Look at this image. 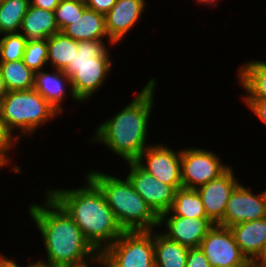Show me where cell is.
<instances>
[{"mask_svg":"<svg viewBox=\"0 0 266 267\" xmlns=\"http://www.w3.org/2000/svg\"><path fill=\"white\" fill-rule=\"evenodd\" d=\"M44 200L30 203L27 211L44 242L46 258L59 267H88L100 254L86 240L73 218L46 192ZM34 222V223H33Z\"/></svg>","mask_w":266,"mask_h":267,"instance_id":"6da1fadb","label":"cell"},{"mask_svg":"<svg viewBox=\"0 0 266 267\" xmlns=\"http://www.w3.org/2000/svg\"><path fill=\"white\" fill-rule=\"evenodd\" d=\"M157 83L156 77L149 78L130 103L97 125L89 142L102 144L123 162L135 161L151 145L147 139Z\"/></svg>","mask_w":266,"mask_h":267,"instance_id":"7a4b0ae2","label":"cell"},{"mask_svg":"<svg viewBox=\"0 0 266 267\" xmlns=\"http://www.w3.org/2000/svg\"><path fill=\"white\" fill-rule=\"evenodd\" d=\"M84 176L83 186L72 189L48 186L45 191L73 218L86 240L101 255L124 231L103 192Z\"/></svg>","mask_w":266,"mask_h":267,"instance_id":"3957f363","label":"cell"},{"mask_svg":"<svg viewBox=\"0 0 266 267\" xmlns=\"http://www.w3.org/2000/svg\"><path fill=\"white\" fill-rule=\"evenodd\" d=\"M86 175L103 192L123 231H151L159 227L160 216L135 191L126 175L119 177L95 169Z\"/></svg>","mask_w":266,"mask_h":267,"instance_id":"277c9868","label":"cell"},{"mask_svg":"<svg viewBox=\"0 0 266 267\" xmlns=\"http://www.w3.org/2000/svg\"><path fill=\"white\" fill-rule=\"evenodd\" d=\"M114 46L111 39L78 42L77 54L63 72L70 79L73 94L80 104L89 102L105 85L106 77L113 70L111 48Z\"/></svg>","mask_w":266,"mask_h":267,"instance_id":"5b68a950","label":"cell"},{"mask_svg":"<svg viewBox=\"0 0 266 267\" xmlns=\"http://www.w3.org/2000/svg\"><path fill=\"white\" fill-rule=\"evenodd\" d=\"M0 113L6 128L18 142L34 137L48 121L61 116L35 89L8 91L0 101Z\"/></svg>","mask_w":266,"mask_h":267,"instance_id":"8992f818","label":"cell"},{"mask_svg":"<svg viewBox=\"0 0 266 267\" xmlns=\"http://www.w3.org/2000/svg\"><path fill=\"white\" fill-rule=\"evenodd\" d=\"M100 259L107 267H155L154 230L124 231Z\"/></svg>","mask_w":266,"mask_h":267,"instance_id":"52a82bcc","label":"cell"},{"mask_svg":"<svg viewBox=\"0 0 266 267\" xmlns=\"http://www.w3.org/2000/svg\"><path fill=\"white\" fill-rule=\"evenodd\" d=\"M221 155L201 147L181 149L183 188L197 189L221 175L231 164L223 163Z\"/></svg>","mask_w":266,"mask_h":267,"instance_id":"ba28073f","label":"cell"},{"mask_svg":"<svg viewBox=\"0 0 266 267\" xmlns=\"http://www.w3.org/2000/svg\"><path fill=\"white\" fill-rule=\"evenodd\" d=\"M168 144L158 143L146 147L135 160L143 169L162 183L182 188L181 149L175 150Z\"/></svg>","mask_w":266,"mask_h":267,"instance_id":"9c48e42d","label":"cell"},{"mask_svg":"<svg viewBox=\"0 0 266 267\" xmlns=\"http://www.w3.org/2000/svg\"><path fill=\"white\" fill-rule=\"evenodd\" d=\"M199 248L211 267H246L249 263L229 227L215 224L202 239Z\"/></svg>","mask_w":266,"mask_h":267,"instance_id":"30bf717a","label":"cell"},{"mask_svg":"<svg viewBox=\"0 0 266 267\" xmlns=\"http://www.w3.org/2000/svg\"><path fill=\"white\" fill-rule=\"evenodd\" d=\"M241 182L232 192L218 225L231 227L235 224L266 217V190L253 193V189Z\"/></svg>","mask_w":266,"mask_h":267,"instance_id":"8fae6325","label":"cell"},{"mask_svg":"<svg viewBox=\"0 0 266 267\" xmlns=\"http://www.w3.org/2000/svg\"><path fill=\"white\" fill-rule=\"evenodd\" d=\"M125 163L130 169L126 176L133 184L135 191L142 196L159 216L169 211L173 204L176 189L153 177L136 161Z\"/></svg>","mask_w":266,"mask_h":267,"instance_id":"7c38bea8","label":"cell"},{"mask_svg":"<svg viewBox=\"0 0 266 267\" xmlns=\"http://www.w3.org/2000/svg\"><path fill=\"white\" fill-rule=\"evenodd\" d=\"M173 241L188 248L199 247L202 239L215 225L208 217L187 218L175 216L170 210L159 217V229Z\"/></svg>","mask_w":266,"mask_h":267,"instance_id":"4fadbf2b","label":"cell"},{"mask_svg":"<svg viewBox=\"0 0 266 267\" xmlns=\"http://www.w3.org/2000/svg\"><path fill=\"white\" fill-rule=\"evenodd\" d=\"M233 166H229L221 175L196 190L201 196L205 213L218 224L224 216L226 204L233 190L241 183Z\"/></svg>","mask_w":266,"mask_h":267,"instance_id":"5bb4252c","label":"cell"},{"mask_svg":"<svg viewBox=\"0 0 266 267\" xmlns=\"http://www.w3.org/2000/svg\"><path fill=\"white\" fill-rule=\"evenodd\" d=\"M146 7L147 0H117L105 15L107 35L117 46L142 21Z\"/></svg>","mask_w":266,"mask_h":267,"instance_id":"9a60e30c","label":"cell"},{"mask_svg":"<svg viewBox=\"0 0 266 267\" xmlns=\"http://www.w3.org/2000/svg\"><path fill=\"white\" fill-rule=\"evenodd\" d=\"M46 70L35 73L34 89L63 115L65 107L62 103L68 98V93L73 101L80 102L75 98L70 79L63 71L50 68Z\"/></svg>","mask_w":266,"mask_h":267,"instance_id":"2e32d148","label":"cell"},{"mask_svg":"<svg viewBox=\"0 0 266 267\" xmlns=\"http://www.w3.org/2000/svg\"><path fill=\"white\" fill-rule=\"evenodd\" d=\"M241 253L252 262L266 244V217L229 227Z\"/></svg>","mask_w":266,"mask_h":267,"instance_id":"e0dca14e","label":"cell"},{"mask_svg":"<svg viewBox=\"0 0 266 267\" xmlns=\"http://www.w3.org/2000/svg\"><path fill=\"white\" fill-rule=\"evenodd\" d=\"M237 83L245 91L242 100L266 99V61L254 59L242 63L236 71Z\"/></svg>","mask_w":266,"mask_h":267,"instance_id":"ac0fdd59","label":"cell"},{"mask_svg":"<svg viewBox=\"0 0 266 267\" xmlns=\"http://www.w3.org/2000/svg\"><path fill=\"white\" fill-rule=\"evenodd\" d=\"M60 32L56 24L54 11L37 8L30 5L20 26V34L27 41L47 39Z\"/></svg>","mask_w":266,"mask_h":267,"instance_id":"d6986e66","label":"cell"},{"mask_svg":"<svg viewBox=\"0 0 266 267\" xmlns=\"http://www.w3.org/2000/svg\"><path fill=\"white\" fill-rule=\"evenodd\" d=\"M62 32L78 42L110 39L105 28V15L89 8Z\"/></svg>","mask_w":266,"mask_h":267,"instance_id":"ffe728a7","label":"cell"},{"mask_svg":"<svg viewBox=\"0 0 266 267\" xmlns=\"http://www.w3.org/2000/svg\"><path fill=\"white\" fill-rule=\"evenodd\" d=\"M154 231L155 267H186L189 248L169 239L158 228Z\"/></svg>","mask_w":266,"mask_h":267,"instance_id":"44dd1931","label":"cell"},{"mask_svg":"<svg viewBox=\"0 0 266 267\" xmlns=\"http://www.w3.org/2000/svg\"><path fill=\"white\" fill-rule=\"evenodd\" d=\"M48 68L64 71L77 54L78 41L63 32L47 38Z\"/></svg>","mask_w":266,"mask_h":267,"instance_id":"7402d4cb","label":"cell"},{"mask_svg":"<svg viewBox=\"0 0 266 267\" xmlns=\"http://www.w3.org/2000/svg\"><path fill=\"white\" fill-rule=\"evenodd\" d=\"M0 70L7 91L34 89L35 73L23 60L0 62Z\"/></svg>","mask_w":266,"mask_h":267,"instance_id":"603a6c76","label":"cell"},{"mask_svg":"<svg viewBox=\"0 0 266 267\" xmlns=\"http://www.w3.org/2000/svg\"><path fill=\"white\" fill-rule=\"evenodd\" d=\"M170 211L180 217H207L201 196L196 189H177Z\"/></svg>","mask_w":266,"mask_h":267,"instance_id":"cb8c5ba5","label":"cell"},{"mask_svg":"<svg viewBox=\"0 0 266 267\" xmlns=\"http://www.w3.org/2000/svg\"><path fill=\"white\" fill-rule=\"evenodd\" d=\"M30 6V0L0 1V35L19 33L21 22Z\"/></svg>","mask_w":266,"mask_h":267,"instance_id":"d4e9b609","label":"cell"},{"mask_svg":"<svg viewBox=\"0 0 266 267\" xmlns=\"http://www.w3.org/2000/svg\"><path fill=\"white\" fill-rule=\"evenodd\" d=\"M22 60L34 73L46 69L48 67L47 39L28 41Z\"/></svg>","mask_w":266,"mask_h":267,"instance_id":"484cf974","label":"cell"},{"mask_svg":"<svg viewBox=\"0 0 266 267\" xmlns=\"http://www.w3.org/2000/svg\"><path fill=\"white\" fill-rule=\"evenodd\" d=\"M27 42L20 33L0 35V62L22 60Z\"/></svg>","mask_w":266,"mask_h":267,"instance_id":"4316f807","label":"cell"},{"mask_svg":"<svg viewBox=\"0 0 266 267\" xmlns=\"http://www.w3.org/2000/svg\"><path fill=\"white\" fill-rule=\"evenodd\" d=\"M86 8L85 0H60L59 5L54 10L56 24L60 32L80 17Z\"/></svg>","mask_w":266,"mask_h":267,"instance_id":"83f0119b","label":"cell"},{"mask_svg":"<svg viewBox=\"0 0 266 267\" xmlns=\"http://www.w3.org/2000/svg\"><path fill=\"white\" fill-rule=\"evenodd\" d=\"M19 142L14 136L8 131L4 120L0 113V160L6 165L10 166L9 164L12 162L10 157L11 150L14 151V147L17 148Z\"/></svg>","mask_w":266,"mask_h":267,"instance_id":"f1b7e54d","label":"cell"},{"mask_svg":"<svg viewBox=\"0 0 266 267\" xmlns=\"http://www.w3.org/2000/svg\"><path fill=\"white\" fill-rule=\"evenodd\" d=\"M186 267H211L204 252L199 247L189 248Z\"/></svg>","mask_w":266,"mask_h":267,"instance_id":"f546056e","label":"cell"},{"mask_svg":"<svg viewBox=\"0 0 266 267\" xmlns=\"http://www.w3.org/2000/svg\"><path fill=\"white\" fill-rule=\"evenodd\" d=\"M242 101L252 111L253 115L266 125V99Z\"/></svg>","mask_w":266,"mask_h":267,"instance_id":"4dcf8cb0","label":"cell"},{"mask_svg":"<svg viewBox=\"0 0 266 267\" xmlns=\"http://www.w3.org/2000/svg\"><path fill=\"white\" fill-rule=\"evenodd\" d=\"M117 0H85L86 6L100 14L106 15Z\"/></svg>","mask_w":266,"mask_h":267,"instance_id":"1f68e13d","label":"cell"},{"mask_svg":"<svg viewBox=\"0 0 266 267\" xmlns=\"http://www.w3.org/2000/svg\"><path fill=\"white\" fill-rule=\"evenodd\" d=\"M59 3L60 0H30V5L48 11H54Z\"/></svg>","mask_w":266,"mask_h":267,"instance_id":"d6a6232c","label":"cell"},{"mask_svg":"<svg viewBox=\"0 0 266 267\" xmlns=\"http://www.w3.org/2000/svg\"><path fill=\"white\" fill-rule=\"evenodd\" d=\"M19 261L17 262L16 259L14 260L13 257L8 258L5 254L2 252L0 253V267H24L21 264H18ZM27 267V266H25Z\"/></svg>","mask_w":266,"mask_h":267,"instance_id":"836d02e7","label":"cell"},{"mask_svg":"<svg viewBox=\"0 0 266 267\" xmlns=\"http://www.w3.org/2000/svg\"><path fill=\"white\" fill-rule=\"evenodd\" d=\"M258 267H266V244L262 248L261 252L252 261Z\"/></svg>","mask_w":266,"mask_h":267,"instance_id":"e575fe53","label":"cell"},{"mask_svg":"<svg viewBox=\"0 0 266 267\" xmlns=\"http://www.w3.org/2000/svg\"><path fill=\"white\" fill-rule=\"evenodd\" d=\"M27 267H59V266H56L52 263H49L47 261H44L40 258V260L38 261H33V262H30V264H26Z\"/></svg>","mask_w":266,"mask_h":267,"instance_id":"d590c367","label":"cell"},{"mask_svg":"<svg viewBox=\"0 0 266 267\" xmlns=\"http://www.w3.org/2000/svg\"><path fill=\"white\" fill-rule=\"evenodd\" d=\"M218 1L222 2L221 0H196V2H198L199 5L204 6V4H205V6H206L208 4L207 7L211 6V8L218 7L219 6Z\"/></svg>","mask_w":266,"mask_h":267,"instance_id":"8d00e7d4","label":"cell"},{"mask_svg":"<svg viewBox=\"0 0 266 267\" xmlns=\"http://www.w3.org/2000/svg\"><path fill=\"white\" fill-rule=\"evenodd\" d=\"M7 89L4 83V79L2 78L1 70H0V101L7 94Z\"/></svg>","mask_w":266,"mask_h":267,"instance_id":"74e56055","label":"cell"},{"mask_svg":"<svg viewBox=\"0 0 266 267\" xmlns=\"http://www.w3.org/2000/svg\"><path fill=\"white\" fill-rule=\"evenodd\" d=\"M107 267L106 264L101 260L99 259L96 263L88 266V267Z\"/></svg>","mask_w":266,"mask_h":267,"instance_id":"f35d334b","label":"cell"},{"mask_svg":"<svg viewBox=\"0 0 266 267\" xmlns=\"http://www.w3.org/2000/svg\"><path fill=\"white\" fill-rule=\"evenodd\" d=\"M246 267H258V266H256L254 263H252V262H249L248 264H247V266Z\"/></svg>","mask_w":266,"mask_h":267,"instance_id":"ab89813d","label":"cell"},{"mask_svg":"<svg viewBox=\"0 0 266 267\" xmlns=\"http://www.w3.org/2000/svg\"><path fill=\"white\" fill-rule=\"evenodd\" d=\"M4 167H7V166L0 160V170H2Z\"/></svg>","mask_w":266,"mask_h":267,"instance_id":"60d3db41","label":"cell"}]
</instances>
